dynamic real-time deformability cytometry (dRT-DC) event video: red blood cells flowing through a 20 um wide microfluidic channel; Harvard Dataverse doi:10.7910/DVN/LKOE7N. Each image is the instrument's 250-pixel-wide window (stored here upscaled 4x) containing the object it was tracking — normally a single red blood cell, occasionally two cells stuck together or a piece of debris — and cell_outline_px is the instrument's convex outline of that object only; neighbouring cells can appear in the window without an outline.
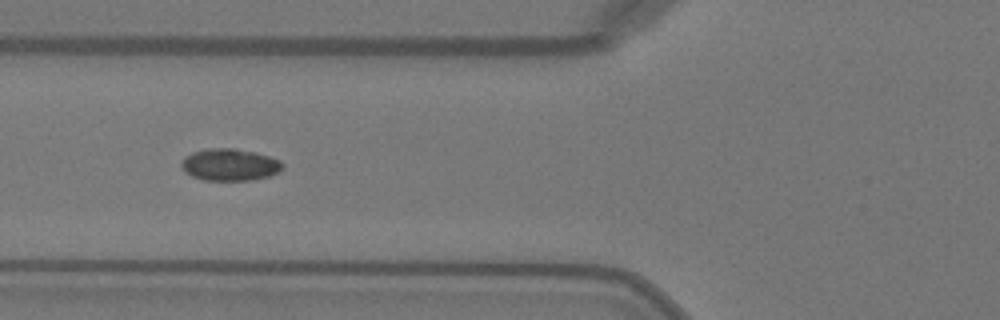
{"species": "Egyptian fruit bat (a non-hibernating species)", "species_latin": "Rousettus aegyptiacus", "temperature_condition": "warm", "stored_images_in_passage": 38, "camera_frame_rate_fps": 3000, "um_per_image_px": 0.085, "animal": {"sex": "female"}, "frame": {"image": 1, "passage_image": 9, "time_ms": 2.667, "image_size_px": [1000, 320], "cell_outline_px": [[284, 164], [276, 172], [268, 176], [252, 180], [204, 180], [192, 176], [184, 172], [180, 164], [184, 156], [192, 152], [208, 148], [236, 148], [256, 152], [280, 160]], "centroid_in_image_um": [19.48, 13.99], "position_along_channel_um": 106.3, "area_um2": 18.9}, "authors_computed_cell_mechanics": {"area_um2": 18.3226, "velocity_mm_per_s": 4.0981, "shape_relaxation_time_tau1_ms": 4.4137, "shape_relaxation_time_tau2_ms": 1.2913, "deformation_change_tau1": 0.1066, "deformation_change_tau2": 0.034}}